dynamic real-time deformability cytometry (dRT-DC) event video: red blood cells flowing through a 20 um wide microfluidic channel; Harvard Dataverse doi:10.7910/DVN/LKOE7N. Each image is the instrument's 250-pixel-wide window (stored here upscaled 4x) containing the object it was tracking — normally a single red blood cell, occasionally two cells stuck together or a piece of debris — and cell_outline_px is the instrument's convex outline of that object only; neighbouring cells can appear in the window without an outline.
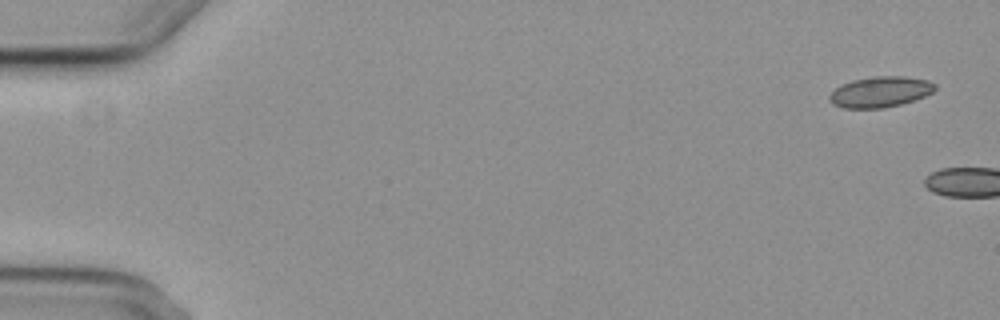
{"species": "common noctule bat (a hibernating species)", "species_latin": "Nyctalus noctula", "temperature_condition": "cold", "stored_images_in_passage": 2, "camera_frame_rate_fps": 3000, "um_per_image_px": 0.085, "animal": {"sex": "female", "body_mass_g": 29.2, "forearm_length_mm": 56.3}, "frame": {"image": 1, "passage_image": 1, "time_ms": 0.0, "image_size_px": [1000, 320], "cell_outline_px": [[936, 88], [932, 92], [924, 96], [900, 104], [884, 108], [844, 108], [832, 104], [828, 100], [828, 96], [840, 84], [852, 80], [872, 76], [904, 76], [928, 80], [936, 84]], "centroid_in_image_um": [74.79, 7.8], "position_along_channel_um": 10.2, "area_um2": 18.96}}